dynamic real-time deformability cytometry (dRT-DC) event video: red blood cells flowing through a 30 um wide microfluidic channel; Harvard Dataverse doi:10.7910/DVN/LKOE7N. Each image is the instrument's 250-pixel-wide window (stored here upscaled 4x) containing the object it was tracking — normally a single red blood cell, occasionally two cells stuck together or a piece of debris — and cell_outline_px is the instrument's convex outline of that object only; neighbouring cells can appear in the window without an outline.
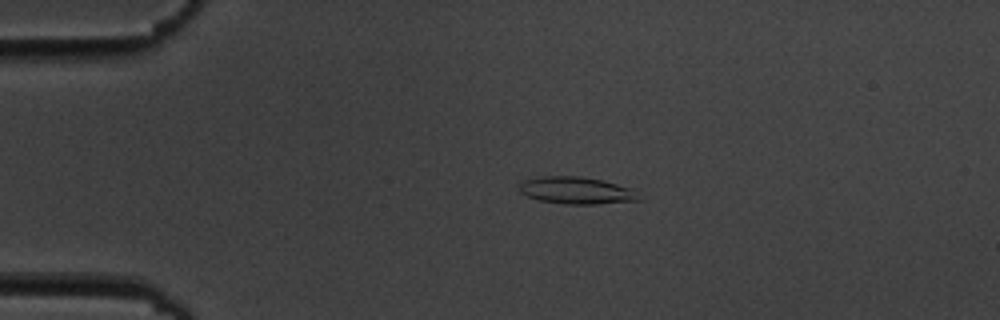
{"species": "common noctule bat (a hibernating species)", "species_latin": "Nyctalus noctula", "temperature_condition": "cold", "stored_images_in_passage": 7, "camera_frame_rate_fps": 3000, "um_per_image_px": 0.085, "animal": {"sex": "male", "body_mass_g": 19.5, "forearm_length_mm": 54.6}, "frame": {"image": 1, "passage_image": 3, "time_ms": 2.333, "image_size_px": [1000, 320], "cell_outline_px": [[640, 200], [596, 204], [564, 204], [540, 200], [528, 196], [520, 192], [520, 184], [524, 180], [544, 176], [580, 176], [604, 180], [632, 188]], "centroid_in_image_um": [49.0, 16.18], "position_along_channel_um": 36.0, "area_um2": 18.73}}
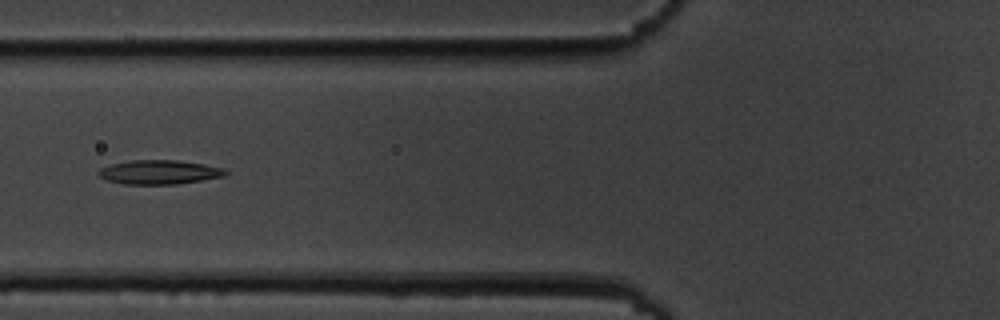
{"frame": {"image": 2, "passage_image": 6, "time_ms": 5.667, "image_size_px": [1000, 320], "cell_outline_px": [[228, 172], [224, 176], [176, 184], [124, 184], [108, 180], [100, 176], [96, 172], [100, 168], [112, 164], [132, 160], [176, 160], [204, 164], [224, 168]], "centroid_in_image_um": [13.53, 14.63], "position_along_channel_um": 112.3, "area_um2": 17.69}}
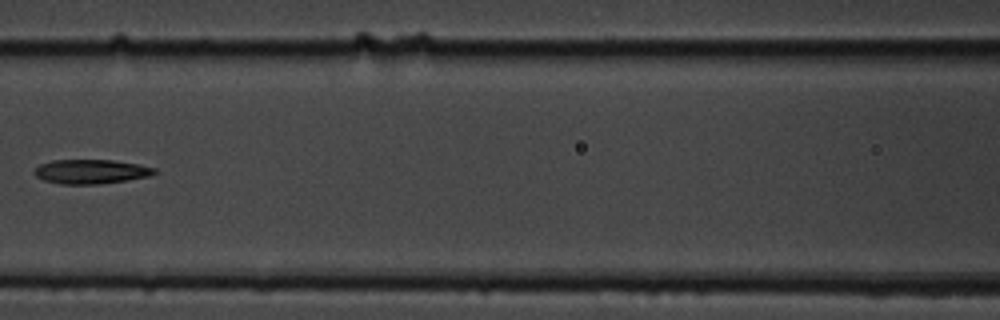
{"frame": {"image": 3, "passage_image": 7, "time_ms": 7.0, "image_size_px": [1000, 320], "cell_outline_px": [[156, 172], [148, 176], [124, 180], [96, 184], [60, 184], [44, 180], [36, 176], [36, 168], [40, 164], [52, 160], [112, 160], [140, 164], [156, 168]], "centroid_in_image_um": [7.73, 14.57], "position_along_channel_um": 158.9, "area_um2": 16.76}}